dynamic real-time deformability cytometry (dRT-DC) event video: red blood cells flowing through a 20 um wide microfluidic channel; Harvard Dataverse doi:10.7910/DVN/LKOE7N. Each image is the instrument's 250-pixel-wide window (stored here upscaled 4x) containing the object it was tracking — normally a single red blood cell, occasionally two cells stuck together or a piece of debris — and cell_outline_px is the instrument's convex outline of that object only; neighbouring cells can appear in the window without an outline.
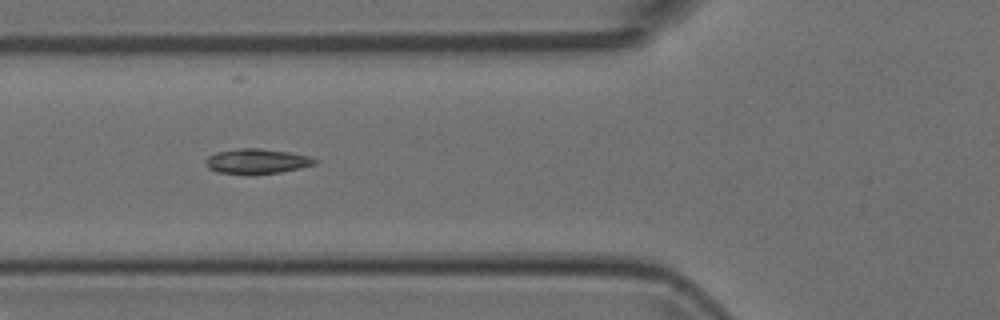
{"species": "Egyptian fruit bat (a non-hibernating species)", "species_latin": "Rousettus aegyptiacus", "temperature_condition": "room temperature", "stored_images_in_passage": 10, "camera_frame_rate_fps": 3000, "um_per_image_px": 0.085, "animal": {"sex": "female"}, "frame": {"image": 1, "passage_image": 6, "time_ms": 1.667, "image_size_px": [1000, 320], "cell_outline_px": [[320, 160], [316, 164], [300, 168], [280, 172], [252, 176], [244, 176], [216, 172], [208, 168], [204, 160], [208, 156], [216, 152], [240, 148], [260, 148], [288, 152], [308, 156]], "centroid_in_image_um": [21.8, 13.74], "position_along_channel_um": 104.0, "area_um2": 16.42}}
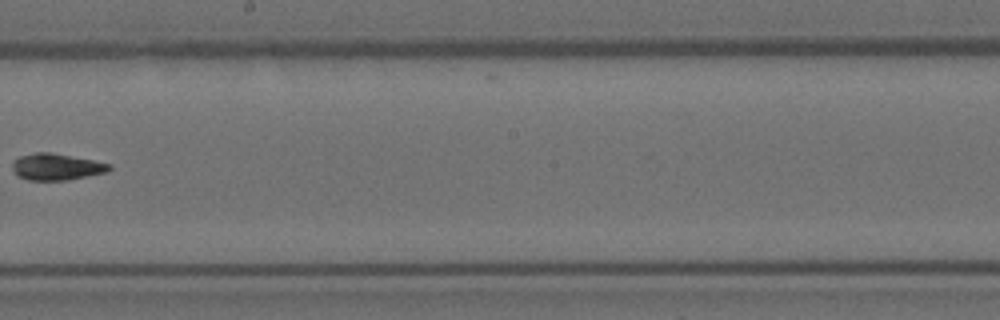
{"frame": {"image": 2, "passage_image": 9, "time_ms": 2.667, "image_size_px": [1000, 320], "cell_outline_px": [[112, 168], [108, 172], [68, 180], [28, 180], [16, 176], [12, 168], [12, 164], [20, 156], [36, 152], [48, 152], [92, 160], [112, 164]], "centroid_in_image_um": [4.81, 14.19], "position_along_channel_um": 243.4, "area_um2": 14.97}}
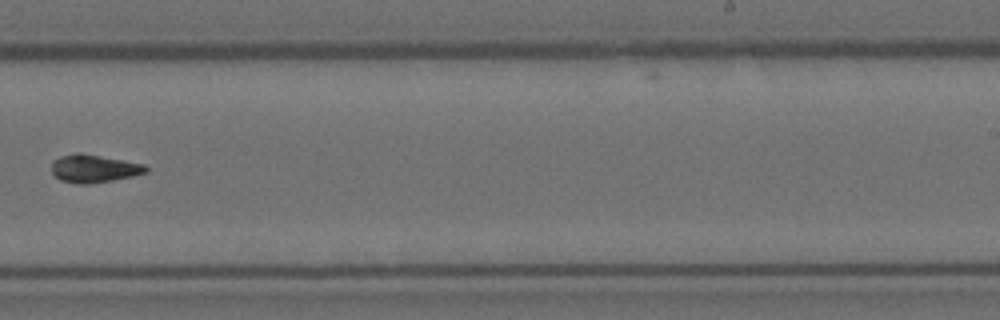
{"frame": {"image": 3, "passage_image": 10, "time_ms": 3.0, "image_size_px": [1000, 320], "cell_outline_px": [[148, 172], [132, 176], [112, 180], [88, 184], [76, 184], [60, 180], [52, 172], [52, 160], [60, 156], [76, 152], [80, 152], [144, 164], [148, 168]], "centroid_in_image_um": [7.96, 14.32], "position_along_channel_um": 281.0, "area_um2": 15.37}}